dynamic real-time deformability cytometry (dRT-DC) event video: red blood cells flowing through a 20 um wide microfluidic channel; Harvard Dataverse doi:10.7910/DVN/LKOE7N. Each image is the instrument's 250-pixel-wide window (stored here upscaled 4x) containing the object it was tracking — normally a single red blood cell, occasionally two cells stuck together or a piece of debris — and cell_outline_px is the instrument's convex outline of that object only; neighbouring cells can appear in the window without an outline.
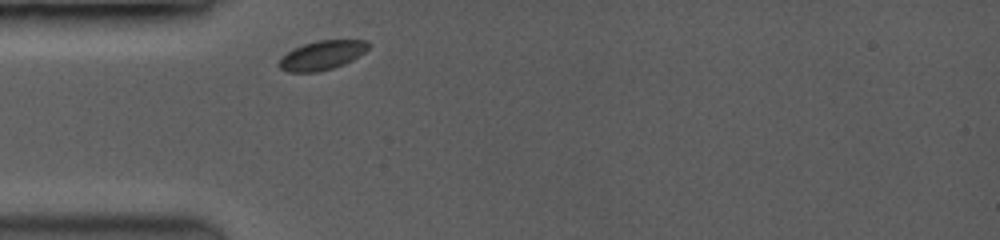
{"species": "common noctule bat (a hibernating species)", "species_latin": "Nyctalus noctula", "temperature_condition": "room temperature", "stored_images_in_passage": 18, "camera_frame_rate_fps": 3500, "um_per_image_px": 0.085, "animal": {"sex": "female", "body_mass_g": 19.0, "forearm_length_mm": 53.3}, "frame": {"image": 1, "passage_image": 1, "time_ms": 0.0, "image_size_px": [1000, 240], "cell_outline_px": [[372, 44], [364, 52], [352, 60], [344, 64], [332, 68], [316, 72], [288, 72], [280, 68], [276, 64], [280, 56], [292, 48], [316, 40], [368, 40]], "centroid_in_image_um": [27.33, 4.69], "position_along_channel_um": 57.7, "area_um2": 15.43}}
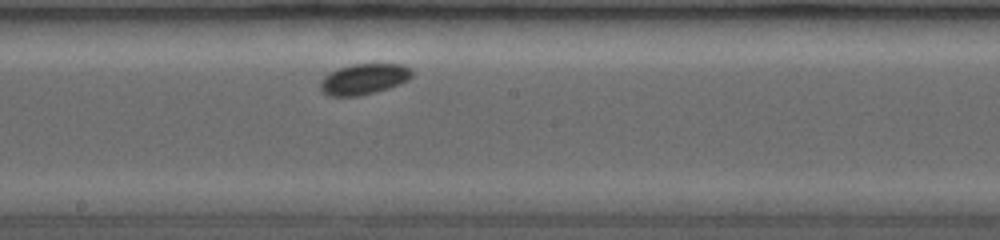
{"frame": {"image": 2, "passage_image": 9, "time_ms": 4.286, "image_size_px": [1000, 240], "cell_outline_px": [[416, 72], [408, 80], [400, 84], [388, 88], [356, 96], [332, 96], [324, 92], [320, 88], [320, 80], [332, 72], [340, 68], [352, 64], [400, 64], [412, 68]], "centroid_in_image_um": [31.0, 6.71], "position_along_channel_um": 217.2, "area_um2": 16.24}}
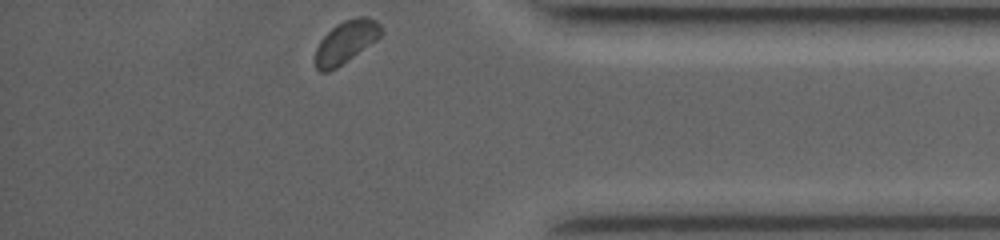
{"frame": {"image": 3, "passage_image": 18, "time_ms": 9.429, "image_size_px": [1000, 240], "cell_outline_px": [[380, 36], [376, 40], [336, 68], [328, 72], [320, 72], [316, 68], [316, 48], [320, 40], [336, 24], [344, 20], [360, 16], [368, 16], [376, 20], [380, 24]], "centroid_in_image_um": [29.39, 3.55], "position_along_channel_um": 405.8, "area_um2": 16.01}}